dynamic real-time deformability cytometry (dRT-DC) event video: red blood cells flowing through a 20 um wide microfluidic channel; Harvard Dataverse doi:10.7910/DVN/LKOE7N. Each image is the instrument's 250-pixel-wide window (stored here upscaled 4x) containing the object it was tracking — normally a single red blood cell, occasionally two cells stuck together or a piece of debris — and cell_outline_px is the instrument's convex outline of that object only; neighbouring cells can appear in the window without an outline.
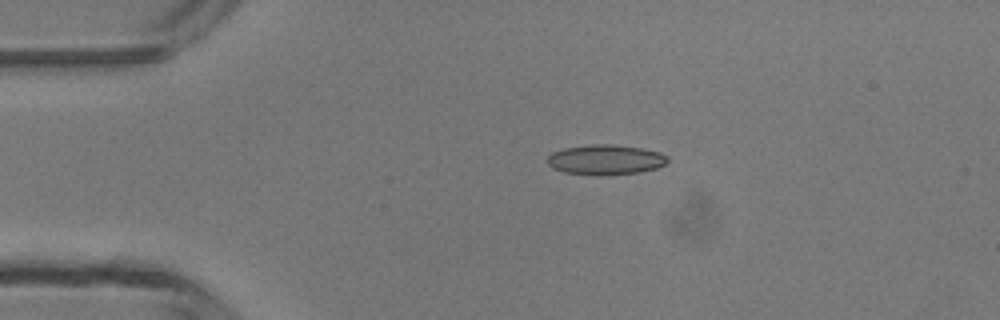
{"species": "common noctule bat (a hibernating species)", "species_latin": "Nyctalus noctula", "temperature_condition": "room temperature", "stored_images_in_passage": 4, "camera_frame_rate_fps": 3000, "um_per_image_px": 0.085, "animal": {"sex": "male", "body_mass_g": 13.3}, "frame": {"image": 1, "passage_image": 4, "time_ms": 4.333, "image_size_px": [1000, 320], "cell_outline_px": [[668, 160], [664, 164], [656, 168], [640, 172], [600, 176], [564, 172], [552, 168], [548, 164], [548, 156], [552, 152], [564, 148], [592, 144], [608, 144], [640, 148], [660, 152], [668, 156]], "centroid_in_image_um": [51.46, 13.58], "position_along_channel_um": 33.5, "area_um2": 21.04}}